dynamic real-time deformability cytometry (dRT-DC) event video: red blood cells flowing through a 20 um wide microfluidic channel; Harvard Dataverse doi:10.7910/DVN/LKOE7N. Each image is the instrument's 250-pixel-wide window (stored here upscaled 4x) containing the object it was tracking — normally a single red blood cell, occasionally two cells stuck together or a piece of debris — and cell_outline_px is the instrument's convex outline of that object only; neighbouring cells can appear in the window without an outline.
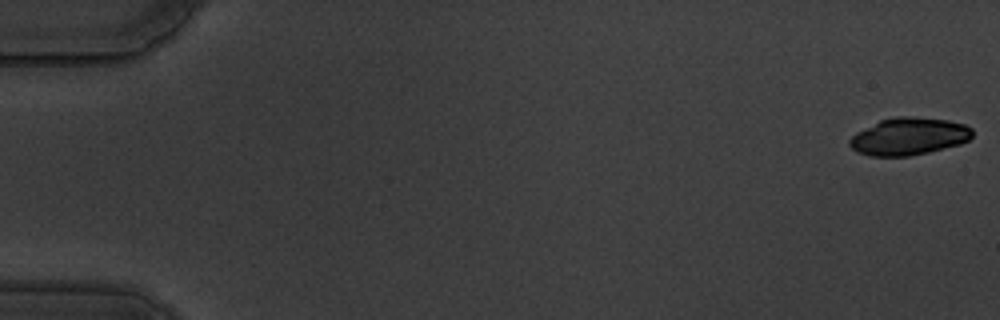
{"species": "common noctule bat (a hibernating species)", "species_latin": "Nyctalus noctula", "temperature_condition": "warm", "stored_images_in_passage": 58, "camera_frame_rate_fps": 3000, "um_per_image_px": 0.085, "animal": {"sex": "male", "body_mass_g": 19.5, "forearm_length_mm": 54.6}, "frame": {"image": 1, "passage_image": 1, "time_ms": 0.0, "image_size_px": [1000, 320], "cell_outline_px": [[972, 136], [968, 140], [960, 144], [928, 152], [908, 156], [868, 156], [856, 152], [848, 144], [848, 140], [856, 132], [880, 120], [896, 116], [912, 116], [948, 120], [964, 124], [972, 128]], "centroid_in_image_um": [77.22, 11.59], "position_along_channel_um": 7.8, "area_um2": 26.82}}
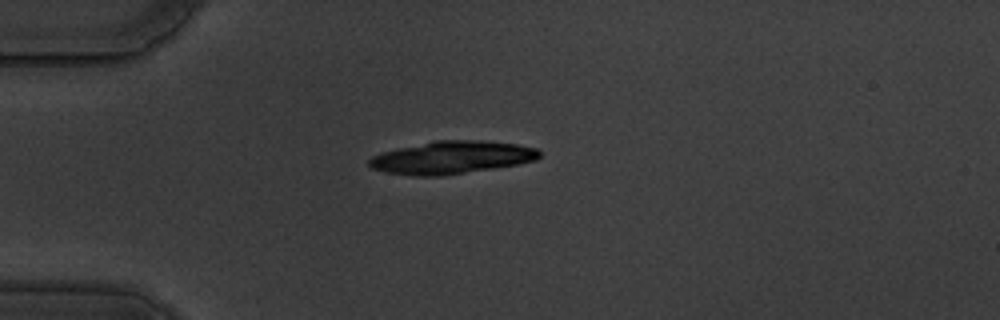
{"frame": {"image": 2, "passage_image": 16, "time_ms": 5.0, "image_size_px": [1000, 320], "cell_outline_px": [[540, 156], [536, 160], [516, 164], [492, 168], [440, 176], [412, 176], [388, 172], [372, 168], [368, 164], [368, 160], [372, 156], [380, 152], [436, 140], [480, 140], [516, 144], [536, 148], [540, 152]], "centroid_in_image_um": [38.36, 13.38], "position_along_channel_um": 46.6, "area_um2": 32.19}}